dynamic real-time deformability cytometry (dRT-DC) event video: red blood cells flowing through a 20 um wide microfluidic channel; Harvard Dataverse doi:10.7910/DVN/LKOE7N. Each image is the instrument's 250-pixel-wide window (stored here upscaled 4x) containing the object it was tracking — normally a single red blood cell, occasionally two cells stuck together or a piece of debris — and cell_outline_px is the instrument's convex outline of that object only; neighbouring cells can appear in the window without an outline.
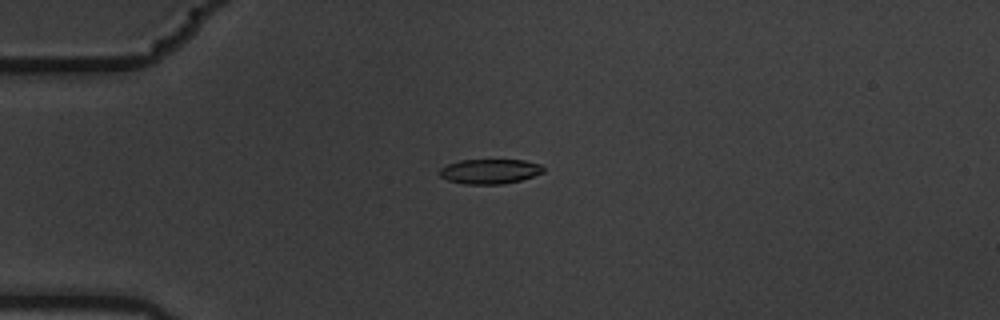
{"species": "common noctule bat (a hibernating species)", "species_latin": "Nyctalus noctula", "temperature_condition": "warm", "stored_images_in_passage": 5, "camera_frame_rate_fps": 3000, "um_per_image_px": 0.085, "animal": {"sex": "male", "body_mass_g": 19.5, "forearm_length_mm": 54.6}, "frame": {"image": 1, "passage_image": 4, "time_ms": 1.0, "image_size_px": [1000, 320], "cell_outline_px": [[544, 172], [520, 180], [504, 184], [464, 184], [448, 180], [440, 176], [440, 168], [448, 164], [460, 160], [524, 160], [540, 164], [544, 168]], "centroid_in_image_um": [41.63, 14.56], "position_along_channel_um": 43.4, "area_um2": 14.91}}